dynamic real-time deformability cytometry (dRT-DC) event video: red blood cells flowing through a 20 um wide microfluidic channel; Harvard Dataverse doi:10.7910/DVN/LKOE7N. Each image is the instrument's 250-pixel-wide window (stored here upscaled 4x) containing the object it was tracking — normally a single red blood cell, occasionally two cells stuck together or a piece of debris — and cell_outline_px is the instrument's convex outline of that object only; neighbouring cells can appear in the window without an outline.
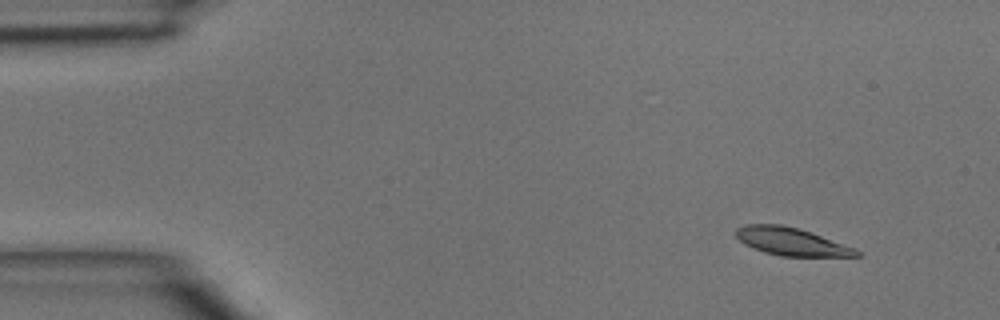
{"species": "common noctule bat (a hibernating species)", "species_latin": "Nyctalus noctula", "temperature_condition": "room temperature", "stored_images_in_passage": 4, "camera_frame_rate_fps": 3000, "um_per_image_px": 0.085, "animal": {"sex": "male", "body_mass_g": 15.6}, "frame": {"image": 1, "passage_image": 1, "time_ms": 0.0, "image_size_px": [1000, 320], "cell_outline_px": [[860, 256], [780, 256], [764, 252], [744, 244], [736, 236], [736, 228], [744, 224], [780, 224], [800, 228], [856, 248], [860, 252]], "centroid_in_image_um": [67.26, 20.52], "position_along_channel_um": 17.7, "area_um2": 19.54}}
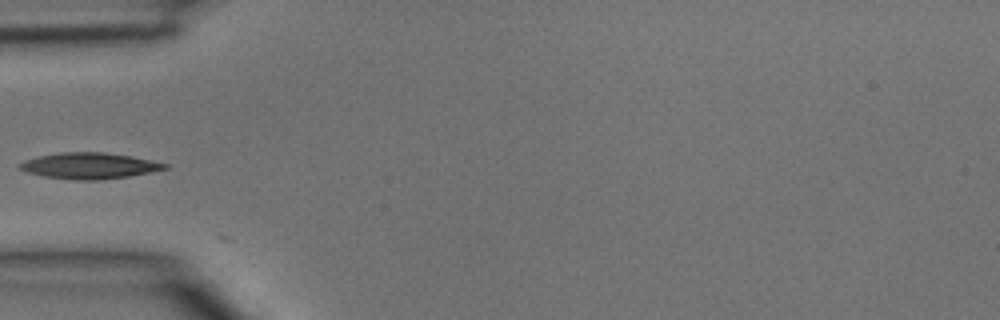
{"frame": {"image": 2, "passage_image": 4, "time_ms": 1.0, "image_size_px": [1000, 320], "cell_outline_px": [[168, 168], [128, 176], [100, 180], [76, 180], [44, 176], [28, 172], [20, 168], [16, 164], [24, 160], [40, 156], [60, 152], [104, 152], [132, 156], [168, 164]], "centroid_in_image_um": [7.57, 14.08], "position_along_channel_um": 77.4, "area_um2": 21.85}}